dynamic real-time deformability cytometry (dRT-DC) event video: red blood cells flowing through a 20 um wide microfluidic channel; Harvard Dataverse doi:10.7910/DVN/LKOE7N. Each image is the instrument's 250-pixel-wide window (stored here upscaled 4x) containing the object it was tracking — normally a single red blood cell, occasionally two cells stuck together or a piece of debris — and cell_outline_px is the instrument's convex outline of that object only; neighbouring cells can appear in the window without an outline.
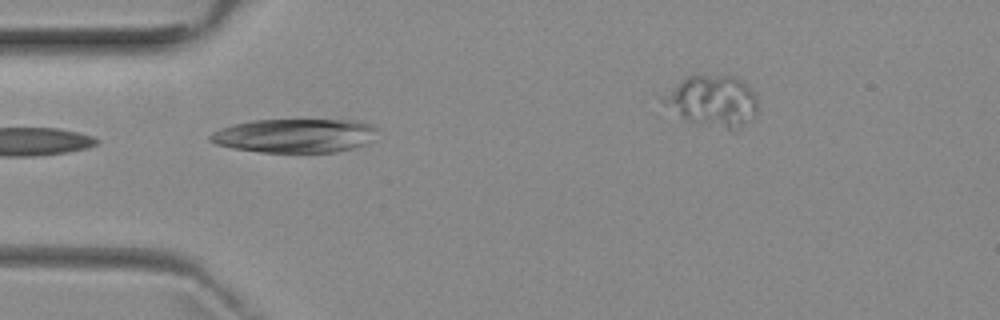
{"species": "common noctule bat (a hibernating species)", "species_latin": "Nyctalus noctula", "temperature_condition": "room temperature", "stored_images_in_passage": 6, "camera_frame_rate_fps": 3000, "um_per_image_px": 0.085, "animal": {"sex": "female", "body_mass_g": 29.2, "forearm_length_mm": 56.3}, "frame": {"image": 1, "passage_image": 4, "time_ms": 3.333, "image_size_px": [1000, 320], "cell_outline_px": [[376, 128], [372, 140], [368, 144], [336, 152], [260, 152], [232, 148], [216, 144], [208, 140], [208, 136], [212, 132], [220, 128], [232, 124], [252, 120], [356, 120], [372, 124]], "centroid_in_image_um": [25.04, 11.53], "position_along_channel_um": 60.0, "area_um2": 33.23}}
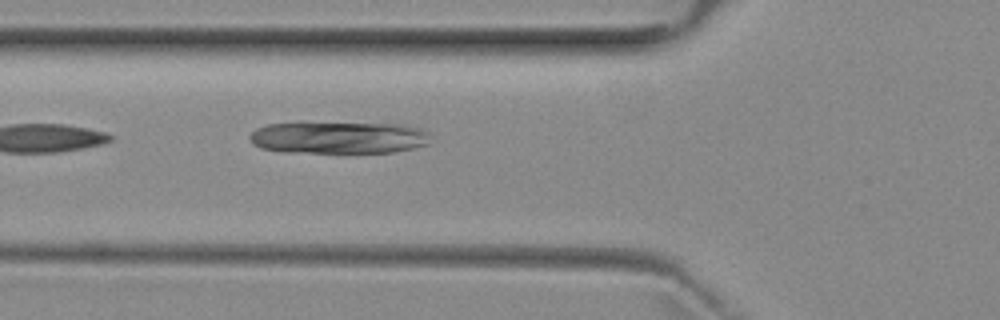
{"frame": {"image": 2, "passage_image": 5, "time_ms": 4.333, "image_size_px": [1000, 320], "cell_outline_px": [[428, 144], [412, 148], [392, 152], [284, 152], [260, 148], [248, 136], [256, 128], [268, 124], [300, 120], [404, 124], [420, 128], [428, 132]], "centroid_in_image_um": [28.73, 11.63], "position_along_channel_um": 97.1, "area_um2": 34.97}}